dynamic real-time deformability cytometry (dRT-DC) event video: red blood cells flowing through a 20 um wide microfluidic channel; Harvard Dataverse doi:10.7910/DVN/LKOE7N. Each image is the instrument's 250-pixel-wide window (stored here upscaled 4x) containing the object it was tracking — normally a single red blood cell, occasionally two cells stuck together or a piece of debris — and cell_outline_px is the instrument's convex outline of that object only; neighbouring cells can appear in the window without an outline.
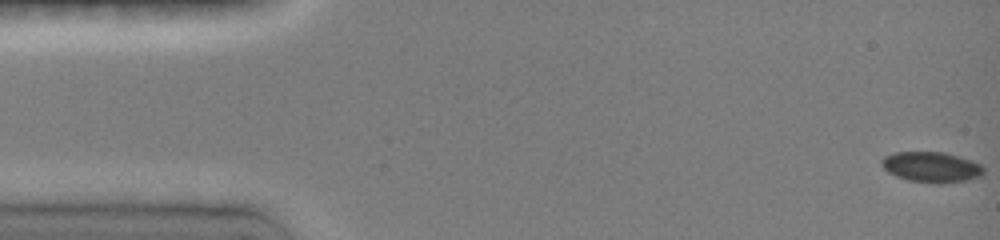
{"species": "common noctule bat (a hibernating species)", "species_latin": "Nyctalus noctula", "temperature_condition": "room temperature", "stored_images_in_passage": 15, "camera_frame_rate_fps": 3000, "um_per_image_px": 0.085, "animal": {"sex": "female", "body_mass_g": 19.0, "forearm_length_mm": 51.5}, "frame": {"image": 1, "passage_image": 1, "time_ms": 0.0, "image_size_px": [1000, 240], "cell_outline_px": [[984, 172], [980, 176], [968, 180], [940, 184], [908, 180], [896, 176], [888, 172], [880, 164], [880, 160], [884, 156], [896, 152], [944, 152], [980, 164], [984, 168]], "centroid_in_image_um": [79.14, 14.21], "position_along_channel_um": 5.9, "area_um2": 18.03}}
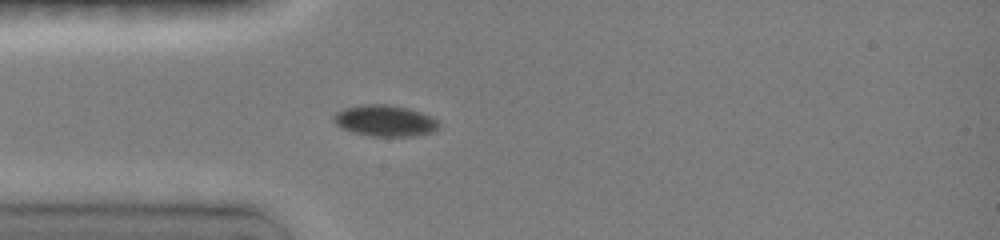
{"frame": {"image": 2, "passage_image": 10, "time_ms": 4.333, "image_size_px": [1000, 240], "cell_outline_px": [[440, 128], [432, 132], [416, 136], [372, 136], [352, 132], [340, 128], [332, 120], [332, 116], [336, 112], [344, 108], [360, 104], [388, 104], [408, 108], [432, 116], [440, 124]], "centroid_in_image_um": [32.7, 10.26], "position_along_channel_um": 52.3, "area_um2": 19.42}}
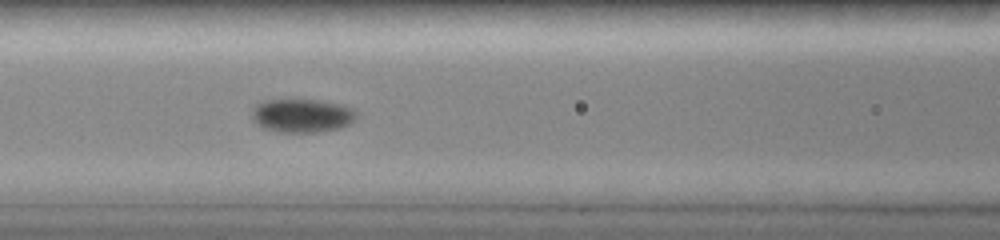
{"frame": {"image": 3, "passage_image": 15, "time_ms": 6.667, "image_size_px": [1000, 240], "cell_outline_px": [[356, 120], [340, 128], [316, 132], [276, 132], [260, 128], [252, 120], [252, 108], [256, 104], [268, 100], [320, 100], [340, 104], [352, 108], [356, 112]], "centroid_in_image_um": [25.64, 9.84], "position_along_channel_um": 141.0, "area_um2": 20.63}}